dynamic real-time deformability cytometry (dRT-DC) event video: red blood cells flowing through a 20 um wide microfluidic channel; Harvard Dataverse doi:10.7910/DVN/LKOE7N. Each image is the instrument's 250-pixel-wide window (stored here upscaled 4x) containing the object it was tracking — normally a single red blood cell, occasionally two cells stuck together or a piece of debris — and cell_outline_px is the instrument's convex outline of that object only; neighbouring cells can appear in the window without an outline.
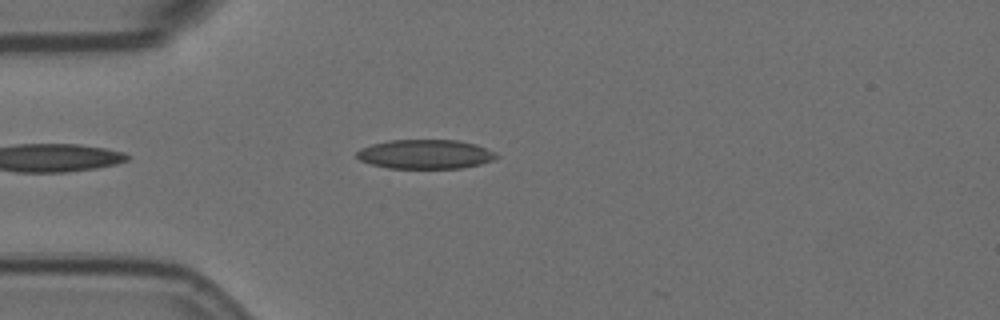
{"species": "Egyptian fruit bat (a non-hibernating species)", "species_latin": "Rousettus aegyptiacus", "temperature_condition": "room temperature", "stored_images_in_passage": 10, "camera_frame_rate_fps": 3000, "um_per_image_px": 0.085, "animal": {"sex": "female"}, "frame": {"image": 1, "passage_image": 5, "time_ms": 1.333, "image_size_px": [1000, 320], "cell_outline_px": [[500, 156], [492, 160], [480, 164], [460, 168], [388, 168], [372, 164], [360, 160], [356, 156], [356, 152], [360, 148], [372, 144], [392, 140], [460, 140], [476, 144]], "centroid_in_image_um": [36.13, 13.1], "position_along_channel_um": 48.9, "area_um2": 23.64}}
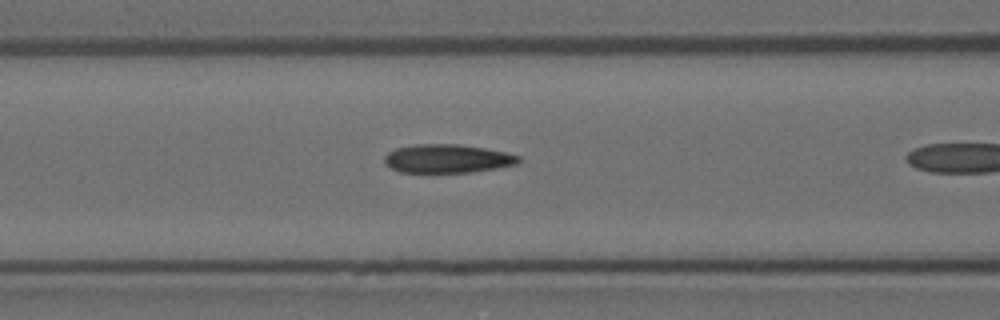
{"frame": {"image": 2, "passage_image": 9, "time_ms": 2.667, "image_size_px": [1000, 320], "cell_outline_px": [[520, 160], [516, 164], [496, 168], [468, 172], [400, 172], [384, 164], [384, 156], [388, 152], [396, 148], [416, 144], [456, 144], [484, 148], [504, 152], [520, 156]], "centroid_in_image_um": [37.98, 13.48], "position_along_channel_um": 128.6, "area_um2": 22.14}}